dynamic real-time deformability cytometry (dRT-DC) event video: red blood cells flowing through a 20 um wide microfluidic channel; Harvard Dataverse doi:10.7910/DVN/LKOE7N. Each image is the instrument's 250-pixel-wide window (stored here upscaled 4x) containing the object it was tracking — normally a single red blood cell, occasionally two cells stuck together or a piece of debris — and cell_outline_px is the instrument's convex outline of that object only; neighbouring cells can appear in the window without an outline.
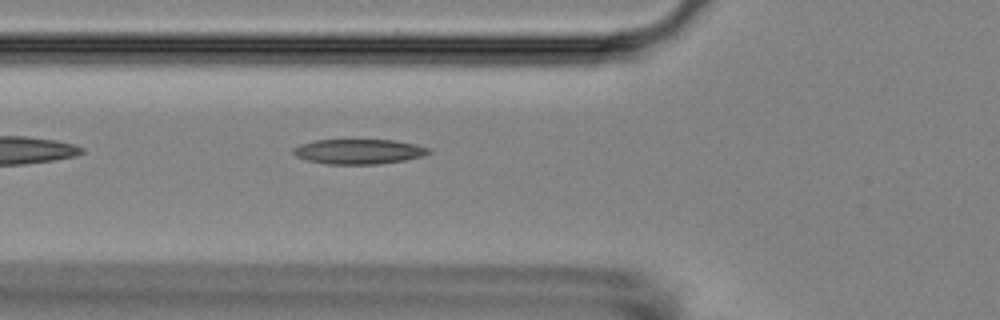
{"species": "Egyptian fruit bat (a non-hibernating species)", "species_latin": "Rousettus aegyptiacus", "temperature_condition": "room temperature", "stored_images_in_passage": 2, "camera_frame_rate_fps": 3000, "um_per_image_px": 0.085, "animal": {"sex": "female"}, "frame": {"image": 1, "passage_image": 2, "time_ms": 1.333, "image_size_px": [1000, 320], "cell_outline_px": [[432, 152], [420, 156], [404, 160], [376, 164], [328, 164], [308, 160], [296, 156], [292, 152], [292, 148], [300, 144], [312, 140], [396, 140], [416, 144], [432, 148]], "centroid_in_image_um": [30.5, 12.87], "position_along_channel_um": 95.3, "area_um2": 19.71}}